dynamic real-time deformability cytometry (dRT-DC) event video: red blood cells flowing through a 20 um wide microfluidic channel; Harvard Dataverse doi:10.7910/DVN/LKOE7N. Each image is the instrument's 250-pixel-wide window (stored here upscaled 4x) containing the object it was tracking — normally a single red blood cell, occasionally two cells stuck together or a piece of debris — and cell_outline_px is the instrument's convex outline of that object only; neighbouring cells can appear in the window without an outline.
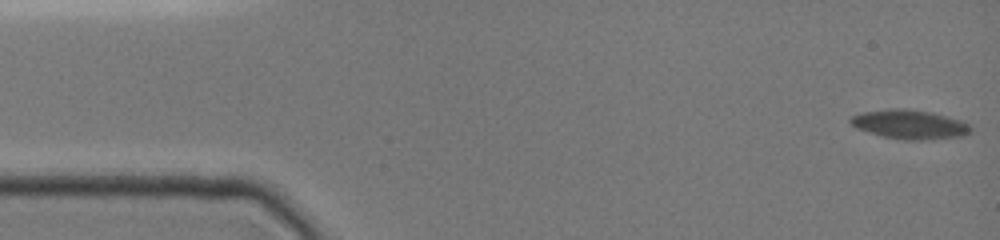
{"species": "common noctule bat (a hibernating species)", "species_latin": "Nyctalus noctula", "temperature_condition": "cold", "stored_images_in_passage": 52, "camera_frame_rate_fps": 3000, "um_per_image_px": 0.085, "animal": {"sex": "female", "body_mass_g": 19.0, "forearm_length_mm": 51.5}, "frame": {"image": 1, "passage_image": 1, "time_ms": 0.0, "image_size_px": [1000, 240], "cell_outline_px": [[972, 128], [968, 132], [960, 136], [928, 140], [904, 140], [884, 136], [868, 132], [856, 128], [848, 120], [852, 116], [864, 112], [928, 112], [944, 116], [968, 124]], "centroid_in_image_um": [77.32, 10.65], "position_along_channel_um": 7.7, "area_um2": 18.84}}
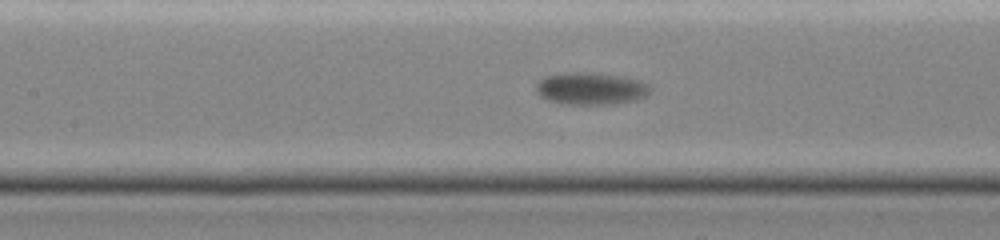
{"frame": {"image": 2, "passage_image": 23, "time_ms": 7.333, "image_size_px": [1000, 240], "cell_outline_px": [[652, 88], [644, 96], [632, 100], [612, 104], [568, 104], [548, 100], [540, 96], [536, 88], [540, 80], [548, 76], [612, 76], [636, 80], [648, 84]], "centroid_in_image_um": [50.25, 7.61], "position_along_channel_um": 157.2, "area_um2": 19.48}}
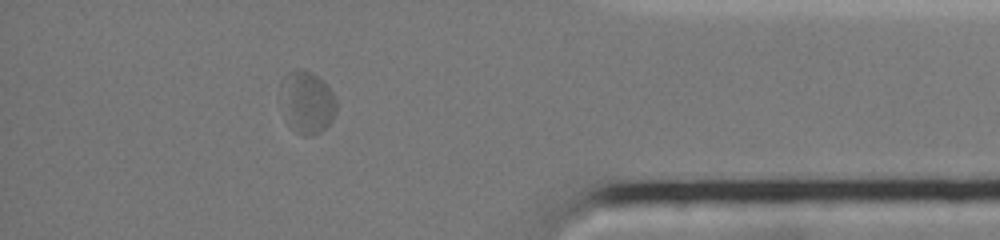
{"frame": {"image": 3, "passage_image": 45, "time_ms": 14.667, "image_size_px": [1000, 240], "cell_outline_px": [[336, 112], [332, 120], [320, 132], [312, 136], [304, 136], [296, 132], [288, 124], [280, 112], [276, 100], [276, 92], [280, 80], [288, 72], [300, 68], [312, 72], [328, 84], [336, 100]], "centroid_in_image_um": [25.98, 8.67], "position_along_channel_um": 409.2, "area_um2": 21.56}}